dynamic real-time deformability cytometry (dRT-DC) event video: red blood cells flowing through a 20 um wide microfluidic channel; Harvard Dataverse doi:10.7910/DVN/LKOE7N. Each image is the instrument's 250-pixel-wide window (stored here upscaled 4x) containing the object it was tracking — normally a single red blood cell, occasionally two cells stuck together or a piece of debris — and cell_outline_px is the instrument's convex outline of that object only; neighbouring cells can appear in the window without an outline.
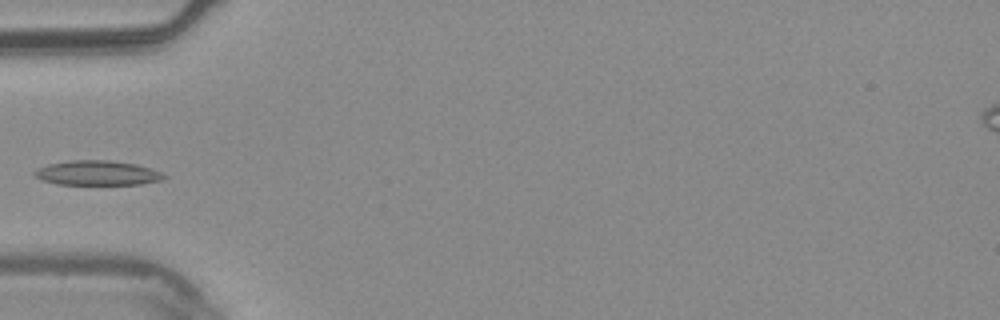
{"species": "common noctule bat (a hibernating species)", "species_latin": "Nyctalus noctula", "temperature_condition": "warm", "stored_images_in_passage": 5, "camera_frame_rate_fps": 3000, "um_per_image_px": 0.085, "animal": {"sex": "male", "body_mass_g": 20.4}, "frame": {"image": 1, "passage_image": 5, "time_ms": 1.333, "image_size_px": [1000, 320], "cell_outline_px": [[168, 176], [160, 180], [140, 184], [56, 184], [40, 180], [32, 176], [32, 172], [36, 168], [48, 164], [72, 160], [108, 160], [136, 164], [152, 168]], "centroid_in_image_um": [8.21, 14.7], "position_along_channel_um": 76.8, "area_um2": 18.73}}